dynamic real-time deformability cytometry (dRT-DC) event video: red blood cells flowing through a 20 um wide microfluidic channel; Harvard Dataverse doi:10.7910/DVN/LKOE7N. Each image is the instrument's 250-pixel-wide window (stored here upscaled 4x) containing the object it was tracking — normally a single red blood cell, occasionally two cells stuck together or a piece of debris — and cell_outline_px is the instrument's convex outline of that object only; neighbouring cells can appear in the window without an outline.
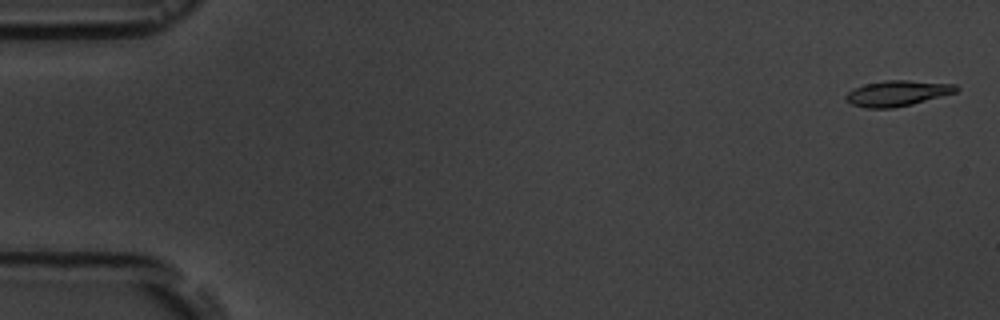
{"species": "common noctule bat (a hibernating species)", "species_latin": "Nyctalus noctula", "temperature_condition": "room temperature", "stored_images_in_passage": 6, "camera_frame_rate_fps": 3000, "um_per_image_px": 0.085, "animal": {"sex": "male", "body_mass_g": 19.5, "forearm_length_mm": 54.6}, "frame": {"image": 1, "passage_image": 1, "time_ms": 0.0, "image_size_px": [1000, 320], "cell_outline_px": [[960, 88], [956, 92], [912, 104], [892, 108], [864, 108], [852, 104], [844, 100], [844, 96], [852, 88], [864, 84], [884, 80], [908, 80], [956, 84]], "centroid_in_image_um": [76.23, 7.92], "position_along_channel_um": 8.8, "area_um2": 16.59}}
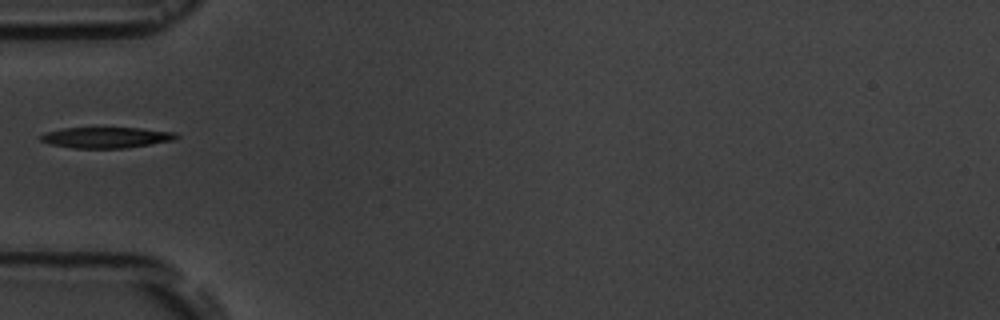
{"frame": {"image": 2, "passage_image": 5, "time_ms": 5.667, "image_size_px": [1000, 320], "cell_outline_px": [[180, 136], [176, 140], [152, 144], [124, 148], [72, 148], [48, 144], [40, 140], [40, 136], [44, 132], [60, 128], [140, 128], [176, 132]], "centroid_in_image_um": [9.03, 11.69], "position_along_channel_um": 76.0, "area_um2": 16.7}}
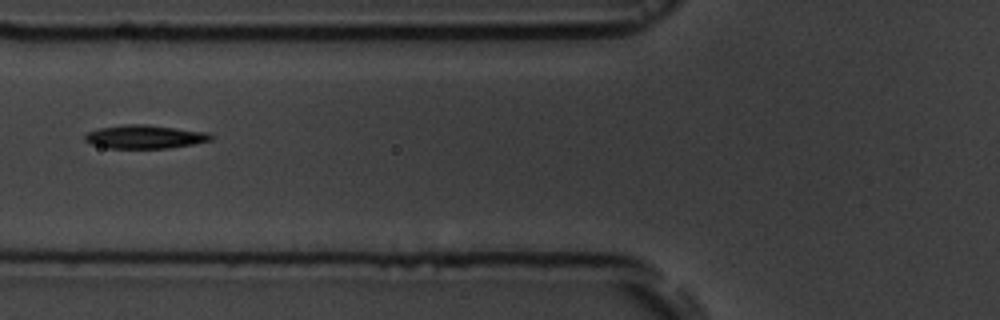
{"frame": {"image": 3, "passage_image": 6, "time_ms": 6.667, "image_size_px": [1000, 320], "cell_outline_px": [[212, 140], [192, 144], [168, 148], [108, 148], [92, 144], [84, 140], [84, 136], [88, 132], [96, 128], [124, 124], [144, 124], [208, 132], [212, 136]], "centroid_in_image_um": [12.27, 11.62], "position_along_channel_um": 113.5, "area_um2": 17.22}}